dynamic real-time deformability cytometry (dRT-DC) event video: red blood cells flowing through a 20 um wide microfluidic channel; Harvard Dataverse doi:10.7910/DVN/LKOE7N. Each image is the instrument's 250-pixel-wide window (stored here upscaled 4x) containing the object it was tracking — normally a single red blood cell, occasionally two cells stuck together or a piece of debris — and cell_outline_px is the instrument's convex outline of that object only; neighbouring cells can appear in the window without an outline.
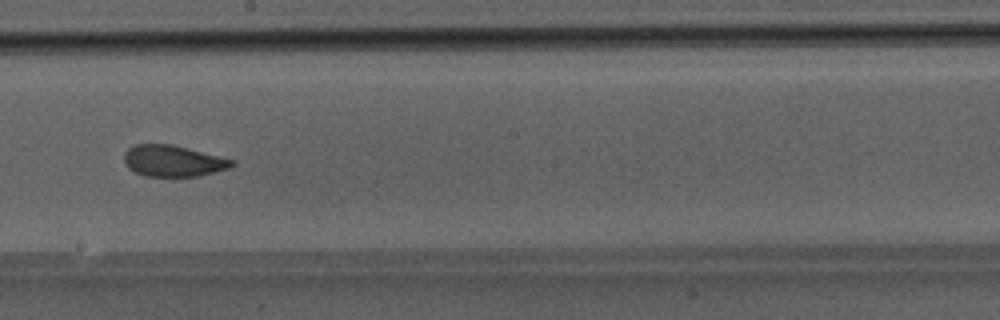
{"species": "Egyptian fruit bat (a non-hibernating species)", "species_latin": "Rousettus aegyptiacus", "temperature_condition": "room temperature", "stored_images_in_passage": 29, "camera_frame_rate_fps": 3000, "um_per_image_px": 0.085, "animal": {"sex": "male"}, "frame": {"image": 1, "passage_image": 16, "time_ms": 5.0, "image_size_px": [1000, 320], "cell_outline_px": [[236, 164], [228, 168], [200, 176], [144, 176], [128, 168], [124, 160], [124, 152], [128, 148], [136, 144], [172, 144], [236, 160]], "centroid_in_image_um": [14.72, 13.67], "position_along_channel_um": 233.5, "area_um2": 19.71}}
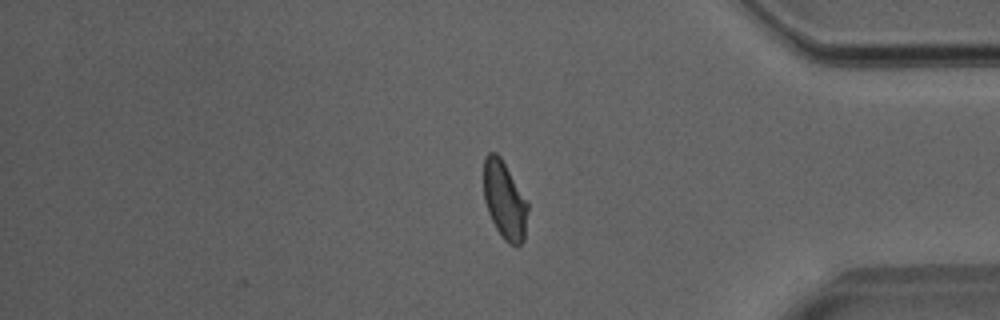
{"frame": {"image": 2, "passage_image": 29, "time_ms": 9.333, "image_size_px": [1000, 320], "cell_outline_px": [[528, 208], [524, 240], [516, 248], [508, 244], [504, 240], [496, 228], [488, 212], [484, 200], [484, 156], [488, 152], [496, 152], [500, 156], [528, 204]], "centroid_in_image_um": [42.87, 17.05], "position_along_channel_um": 392.3, "area_um2": 19.88}}